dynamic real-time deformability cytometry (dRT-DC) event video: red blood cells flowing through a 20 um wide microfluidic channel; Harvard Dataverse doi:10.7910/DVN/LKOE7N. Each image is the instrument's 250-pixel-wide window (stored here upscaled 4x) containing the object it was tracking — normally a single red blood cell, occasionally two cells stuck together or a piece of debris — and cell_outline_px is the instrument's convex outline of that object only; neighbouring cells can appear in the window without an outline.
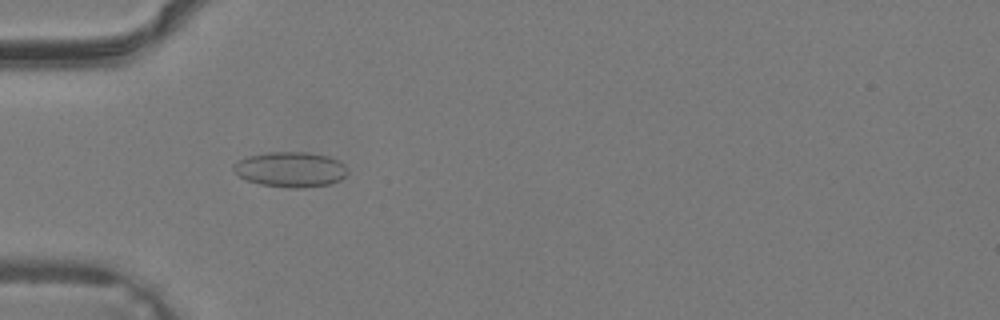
{"species": "common noctule bat (a hibernating species)", "species_latin": "Nyctalus noctula", "temperature_condition": "warm", "stored_images_in_passage": 25, "camera_frame_rate_fps": 3000, "um_per_image_px": 0.085, "animal": {"sex": "male", "body_mass_g": 19.2, "forearm_length_mm": 51.8}, "frame": {"image": 1, "passage_image": 3, "time_ms": 0.667, "image_size_px": [1000, 320], "cell_outline_px": [[348, 172], [340, 180], [328, 184], [288, 188], [260, 184], [248, 180], [240, 176], [232, 168], [232, 164], [248, 156], [268, 152], [308, 152], [328, 156], [340, 160], [344, 164]], "centroid_in_image_um": [24.7, 14.38], "position_along_channel_um": 60.3, "area_um2": 23.18}}
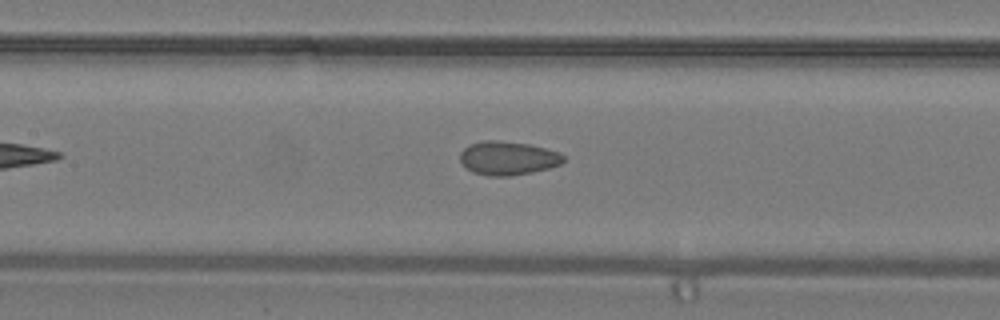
{"frame": {"image": 2, "passage_image": 9, "time_ms": 2.667, "image_size_px": [1000, 320], "cell_outline_px": [[564, 160], [560, 164], [548, 168], [532, 172], [508, 176], [488, 176], [472, 172], [460, 160], [460, 152], [468, 144], [484, 140], [496, 140], [528, 144], [560, 152], [564, 156]], "centroid_in_image_um": [43.15, 13.44], "position_along_channel_um": 164.2, "area_um2": 20.23}}
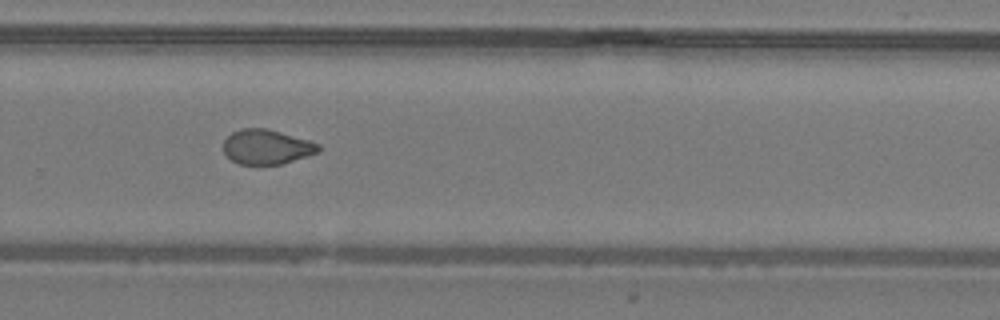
{"frame": {"image": 3, "passage_image": 17, "time_ms": 5.333, "image_size_px": [1000, 320], "cell_outline_px": [[320, 152], [284, 164], [240, 164], [232, 160], [224, 152], [224, 140], [232, 132], [240, 128], [268, 128], [308, 140], [320, 144]], "centroid_in_image_um": [22.69, 12.48], "position_along_channel_um": 307.1, "area_um2": 19.31}}